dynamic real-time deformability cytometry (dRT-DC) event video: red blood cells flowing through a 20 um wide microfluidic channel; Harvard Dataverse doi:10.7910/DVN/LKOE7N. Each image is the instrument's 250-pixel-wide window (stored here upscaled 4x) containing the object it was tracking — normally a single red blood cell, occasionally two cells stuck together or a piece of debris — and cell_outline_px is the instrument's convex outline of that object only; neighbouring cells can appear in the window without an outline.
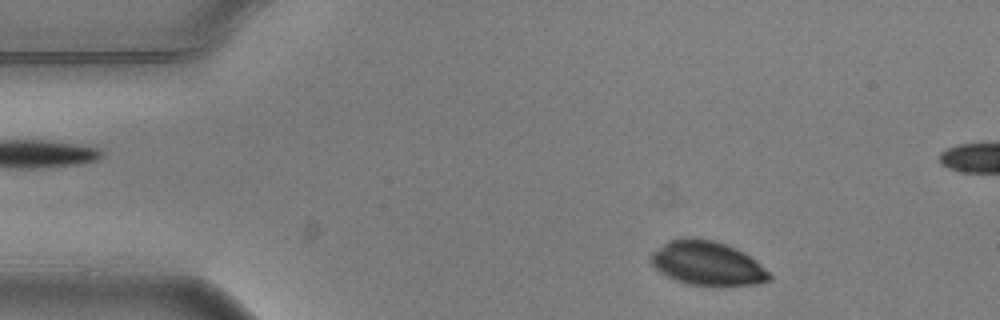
{"species": "common noctule bat (a hibernating species)", "species_latin": "Nyctalus noctula", "temperature_condition": "warm", "stored_images_in_passage": 5, "segment_of_instrument_passage": [2, 2], "camera_frame_rate_fps": 3000, "um_per_image_px": 0.085, "animal": {"sex": "male", "body_mass_g": 20.5, "forearm_length_mm": 52.5}, "frame": {"image": 1, "passage_image": 5, "time_ms": 1.333, "image_size_px": [1000, 320], "cell_outline_px": [[772, 280], [756, 284], [716, 288], [688, 284], [676, 280], [660, 272], [648, 260], [648, 256], [652, 252], [668, 240], [680, 236], [692, 236], [712, 240], [736, 248], [744, 252], [756, 260], [772, 276]], "centroid_in_image_um": [60.11, 22.39], "position_along_channel_um": 24.9, "area_um2": 31.33}}